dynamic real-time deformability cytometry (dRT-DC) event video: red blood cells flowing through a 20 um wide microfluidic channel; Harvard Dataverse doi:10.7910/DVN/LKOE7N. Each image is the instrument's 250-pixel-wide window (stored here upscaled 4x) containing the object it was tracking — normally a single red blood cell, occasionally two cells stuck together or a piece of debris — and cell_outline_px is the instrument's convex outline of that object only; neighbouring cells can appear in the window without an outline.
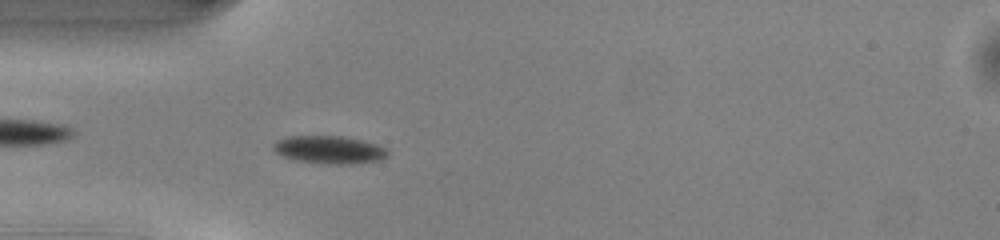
{"species": "common noctule bat (a hibernating species)", "species_latin": "Nyctalus noctula", "temperature_condition": "warm", "stored_images_in_passage": 40, "camera_frame_rate_fps": 3000, "um_per_image_px": 0.085, "animal": {"sex": "male", "body_mass_g": 13.0, "forearm_length_mm": 53.1}, "frame": {"image": 1, "passage_image": 5, "time_ms": 1.333, "image_size_px": [1000, 240], "cell_outline_px": [[388, 156], [380, 160], [352, 164], [320, 164], [292, 160], [276, 152], [272, 148], [272, 144], [276, 140], [288, 136], [340, 136], [360, 140], [376, 144], [388, 148]], "centroid_in_image_um": [27.97, 12.74], "position_along_channel_um": 57.0, "area_um2": 18.79}}
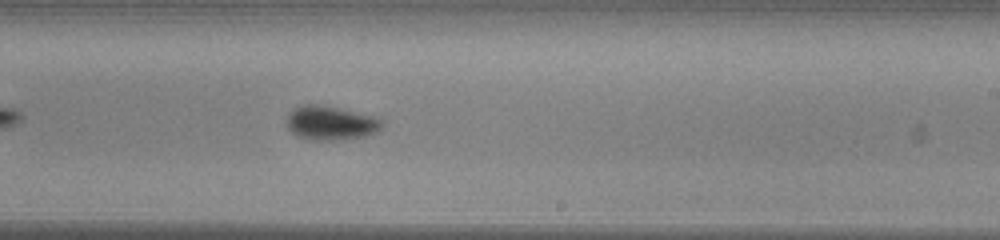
{"frame": {"image": 2, "passage_image": 20, "time_ms": 6.333, "image_size_px": [1000, 240], "cell_outline_px": [[384, 124], [376, 132], [364, 136], [332, 140], [308, 140], [296, 136], [288, 128], [288, 112], [292, 108], [304, 104], [316, 104], [340, 108], [376, 116], [384, 120]], "centroid_in_image_um": [28.11, 10.44], "position_along_channel_um": 260.9, "area_um2": 19.07}}
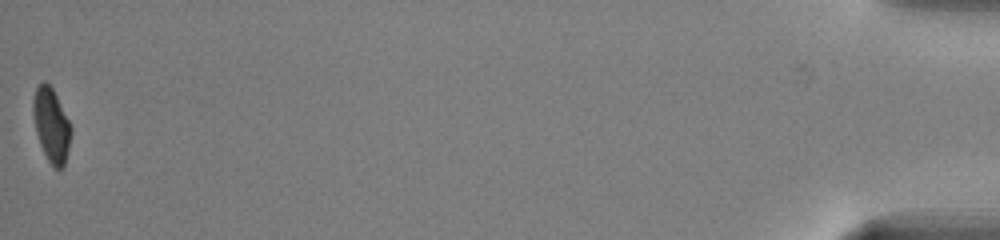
{"frame": {"image": 3, "passage_image": 40, "time_ms": 13.0, "image_size_px": [1000, 240], "cell_outline_px": [[72, 132], [64, 164], [60, 168], [56, 168], [48, 160], [40, 144], [36, 132], [32, 112], [32, 100], [36, 88], [44, 80], [52, 88], [72, 128]], "centroid_in_image_um": [4.34, 10.6], "position_along_channel_um": 430.9, "area_um2": 15.95}, "authors_computed_cell_mechanics": {"area_um2": 17.7735, "velocity_mm_per_s": 4.156, "shape_relaxation_time_tau1_ms": 2.9153, "shape_relaxation_time_tau2_ms": null, "deformation_change_tau1": 0.1357, "deformation_change_tau2": null}}